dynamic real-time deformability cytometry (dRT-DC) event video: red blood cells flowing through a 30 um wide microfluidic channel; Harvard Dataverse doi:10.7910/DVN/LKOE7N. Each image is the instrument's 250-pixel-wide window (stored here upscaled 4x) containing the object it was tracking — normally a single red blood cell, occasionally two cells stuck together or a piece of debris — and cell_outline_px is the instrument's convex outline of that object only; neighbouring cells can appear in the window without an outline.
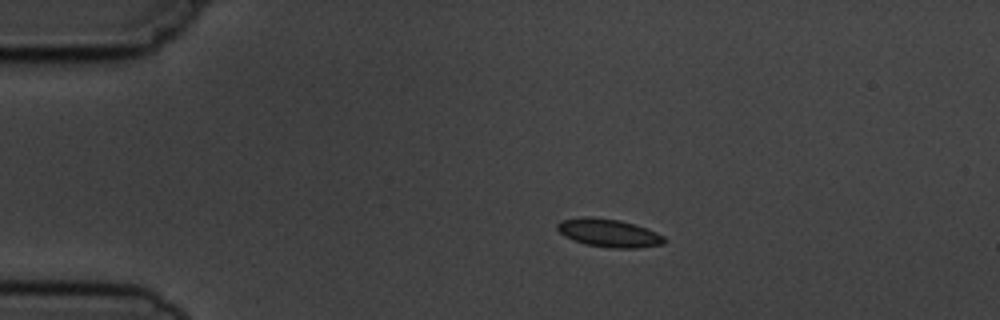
{"species": "common noctule bat (a hibernating species)", "species_latin": "Nyctalus noctula", "temperature_condition": "cold", "stored_images_in_passage": 4, "camera_frame_rate_fps": 3000, "um_per_image_px": 0.085, "animal": {"sex": "male", "body_mass_g": 19.5, "forearm_length_mm": 54.6}, "frame": {"image": 1, "passage_image": 3, "time_ms": 2.333, "image_size_px": [1000, 320], "cell_outline_px": [[668, 240], [664, 244], [636, 248], [608, 248], [584, 244], [564, 236], [556, 228], [556, 224], [560, 220], [584, 216], [592, 216], [620, 220], [636, 224], [648, 228], [664, 236]], "centroid_in_image_um": [51.76, 19.79], "position_along_channel_um": 33.2, "area_um2": 17.92}}